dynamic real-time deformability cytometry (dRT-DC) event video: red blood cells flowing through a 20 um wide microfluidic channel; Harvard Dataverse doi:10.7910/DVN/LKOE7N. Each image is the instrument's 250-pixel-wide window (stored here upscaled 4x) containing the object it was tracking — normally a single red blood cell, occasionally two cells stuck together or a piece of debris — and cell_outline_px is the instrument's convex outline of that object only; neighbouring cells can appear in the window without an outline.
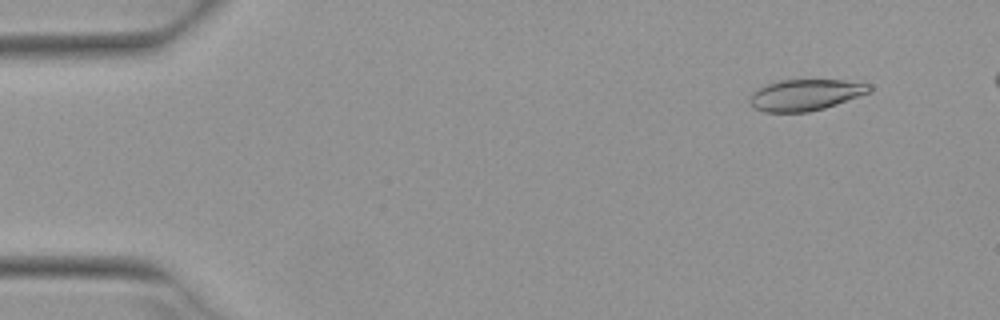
{"species": "Egyptian fruit bat (a non-hibernating species)", "species_latin": "Rousettus aegyptiacus", "temperature_condition": "warm", "stored_images_in_passage": 49, "camera_frame_rate_fps": 3000, "um_per_image_px": 0.085, "animal": {"sex": "female"}, "frame": {"image": 1, "passage_image": 5, "time_ms": 1.333, "image_size_px": [1000, 320], "cell_outline_px": [[872, 88], [868, 92], [836, 104], [824, 108], [808, 112], [764, 112], [748, 104], [748, 100], [752, 92], [764, 84], [772, 80], [844, 80], [872, 84]], "centroid_in_image_um": [68.39, 8.05], "position_along_channel_um": 16.6, "area_um2": 21.91}}
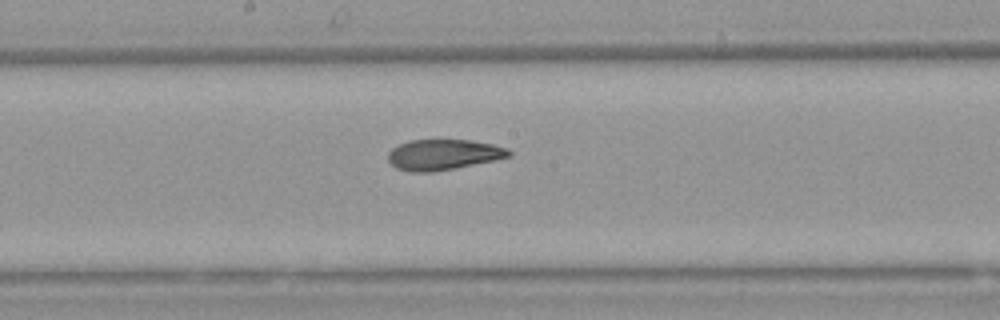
{"frame": {"image": 2, "passage_image": 28, "time_ms": 9.0, "image_size_px": [1000, 320], "cell_outline_px": [[512, 156], [496, 160], [456, 168], [432, 172], [408, 172], [396, 168], [388, 160], [388, 152], [392, 148], [408, 140], [472, 140], [492, 144], [508, 148], [512, 152]], "centroid_in_image_um": [37.7, 13.15], "position_along_channel_um": 210.5, "area_um2": 21.73}}
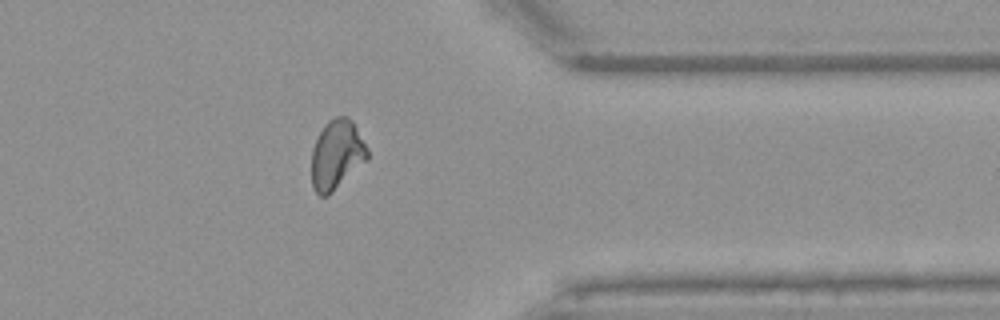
{"frame": {"image": 3, "passage_image": 42, "time_ms": 13.667, "image_size_px": [1000, 320], "cell_outline_px": [[368, 156], [328, 196], [320, 196], [312, 188], [312, 148], [324, 124], [328, 120], [336, 116], [348, 116], [352, 120], [368, 148]], "centroid_in_image_um": [28.59, 13.11], "position_along_channel_um": 382.8, "area_um2": 22.2}, "authors_computed_cell_mechanics": {"area_um2": 22.3686, "velocity_mm_per_s": 3.9397, "shape_relaxation_time_tau1_ms": null, "shape_relaxation_time_tau2_ms": 2.6034, "deformation_change_tau1": null, "deformation_change_tau2": 0.0959}}